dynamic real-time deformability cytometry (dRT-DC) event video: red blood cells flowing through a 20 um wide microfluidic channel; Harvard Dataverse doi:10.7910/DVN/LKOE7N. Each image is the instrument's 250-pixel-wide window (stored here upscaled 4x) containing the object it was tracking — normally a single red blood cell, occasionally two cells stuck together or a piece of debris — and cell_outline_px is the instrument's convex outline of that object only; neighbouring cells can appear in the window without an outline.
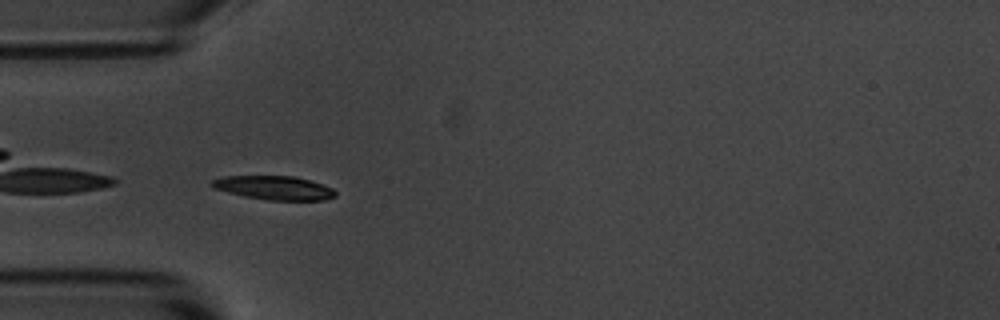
{"species": "common noctule bat (a hibernating species)", "species_latin": "Nyctalus noctula", "temperature_condition": "room temperature", "stored_images_in_passage": 40, "camera_frame_rate_fps": 3000, "um_per_image_px": 0.085, "animal": {"sex": "male", "body_mass_g": 20.1, "forearm_length_mm": 53.5}, "frame": {"image": 1, "passage_image": 1, "time_ms": 0.0, "image_size_px": [1000, 320], "cell_outline_px": [[336, 196], [324, 200], [268, 200], [244, 196], [212, 188], [208, 184], [212, 180], [224, 176], [292, 176], [308, 180], [332, 188], [336, 192]], "centroid_in_image_um": [23.25, 15.96], "position_along_channel_um": 61.7, "area_um2": 17.05}}
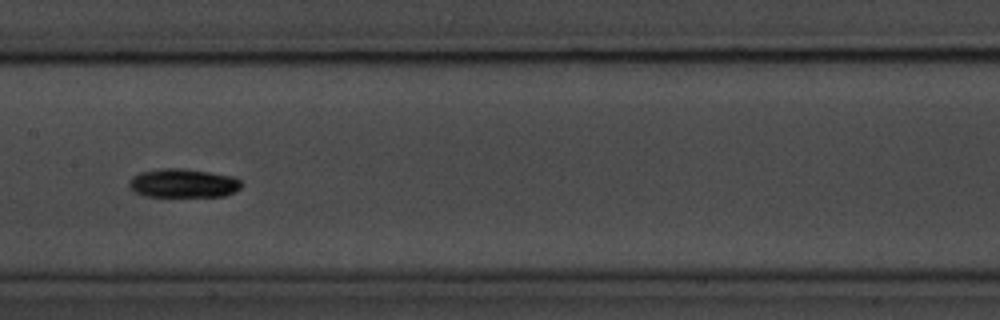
{"frame": {"image": 2, "passage_image": 12, "time_ms": 3.667, "image_size_px": [1000, 320], "cell_outline_px": [[240, 188], [236, 192], [224, 196], [144, 196], [136, 192], [128, 184], [128, 180], [132, 176], [140, 172], [164, 168], [180, 168], [208, 172], [232, 176], [240, 180]], "centroid_in_image_um": [15.56, 15.57], "position_along_channel_um": 191.8, "area_um2": 18.73}}
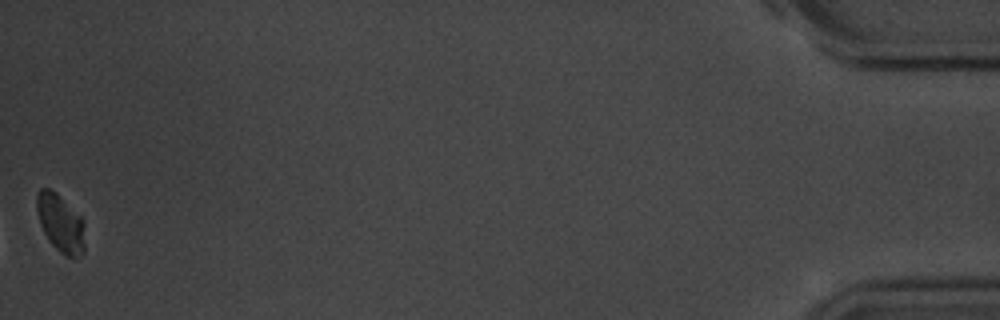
{"frame": {"image": 3, "passage_image": 40, "time_ms": 13.0, "image_size_px": [1000, 320], "cell_outline_px": [[84, 252], [80, 256], [64, 256], [48, 240], [40, 224], [36, 208], [36, 192], [40, 188], [52, 188], [84, 220]], "centroid_in_image_um": [5.13, 18.94], "position_along_channel_um": 430.1, "area_um2": 16.3}, "authors_computed_cell_mechanics": {"area_um2": 17.4845, "velocity_mm_per_s": 3.5775, "shape_relaxation_time_tau1_ms": 3.4181, "shape_relaxation_time_tau2_ms": null, "deformation_change_tau1": 0.136, "deformation_change_tau2": null}}